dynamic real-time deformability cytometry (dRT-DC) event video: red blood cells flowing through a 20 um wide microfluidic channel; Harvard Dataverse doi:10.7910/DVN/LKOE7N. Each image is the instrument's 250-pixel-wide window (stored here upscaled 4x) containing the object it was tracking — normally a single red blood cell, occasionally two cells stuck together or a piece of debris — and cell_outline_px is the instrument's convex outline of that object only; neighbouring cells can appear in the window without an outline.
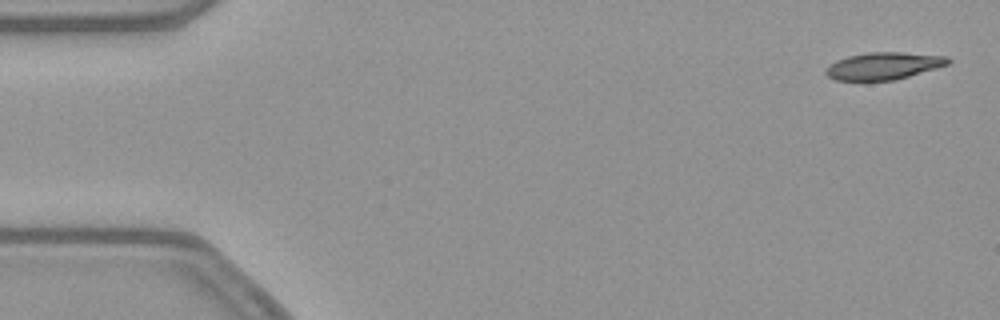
{"species": "common noctule bat (a hibernating species)", "species_latin": "Nyctalus noctula", "temperature_condition": "warm", "stored_images_in_passage": 53, "camera_frame_rate_fps": 3000, "um_per_image_px": 0.085, "animal": {"sex": "female", "body_mass_g": 21.9}, "frame": {"image": 1, "passage_image": 2, "time_ms": 0.333, "image_size_px": [1000, 320], "cell_outline_px": [[952, 60], [948, 64], [936, 68], [896, 80], [836, 80], [828, 76], [824, 72], [836, 60], [848, 56], [868, 52], [900, 52], [948, 56]], "centroid_in_image_um": [75.14, 5.59], "position_along_channel_um": 9.9, "area_um2": 19.25}}
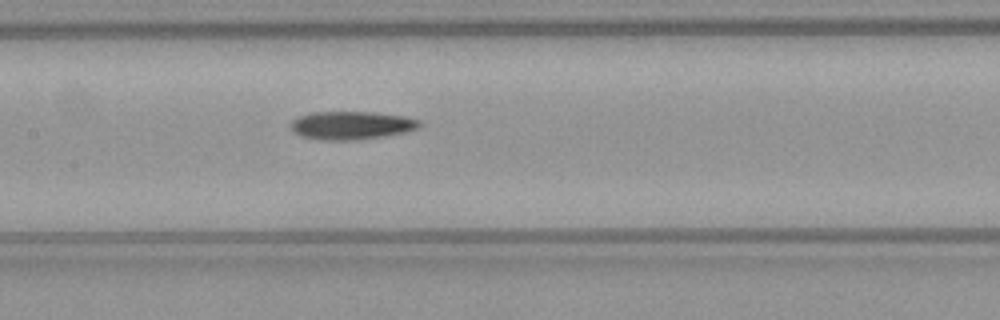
{"frame": {"image": 2, "passage_image": 25, "time_ms": 8.0, "image_size_px": [1000, 320], "cell_outline_px": [[424, 124], [420, 128], [408, 132], [384, 136], [352, 140], [324, 140], [300, 136], [292, 132], [292, 120], [300, 116], [312, 112], [372, 112], [404, 116], [420, 120]], "centroid_in_image_um": [29.93, 10.65], "position_along_channel_um": 177.5, "area_um2": 21.27}}
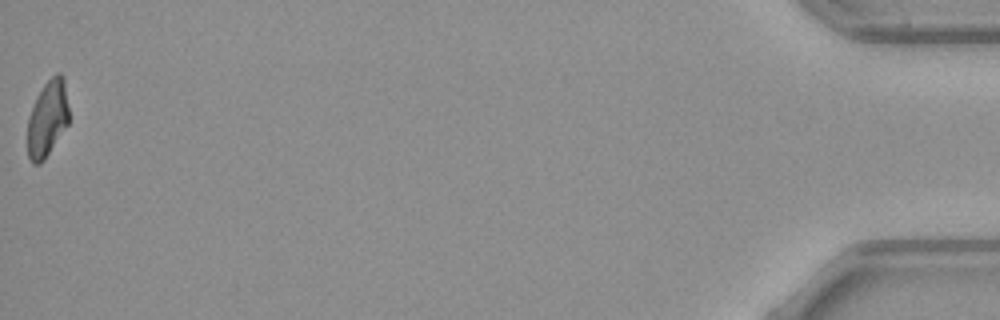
{"frame": {"image": 3, "passage_image": 53, "time_ms": 17.333, "image_size_px": [1000, 320], "cell_outline_px": [[68, 124], [44, 160], [40, 164], [32, 164], [28, 156], [28, 116], [36, 96], [44, 84], [56, 72], [60, 72], [64, 76], [68, 108]], "centroid_in_image_um": [4.03, 10.06], "position_along_channel_um": 431.2, "area_um2": 18.44}}